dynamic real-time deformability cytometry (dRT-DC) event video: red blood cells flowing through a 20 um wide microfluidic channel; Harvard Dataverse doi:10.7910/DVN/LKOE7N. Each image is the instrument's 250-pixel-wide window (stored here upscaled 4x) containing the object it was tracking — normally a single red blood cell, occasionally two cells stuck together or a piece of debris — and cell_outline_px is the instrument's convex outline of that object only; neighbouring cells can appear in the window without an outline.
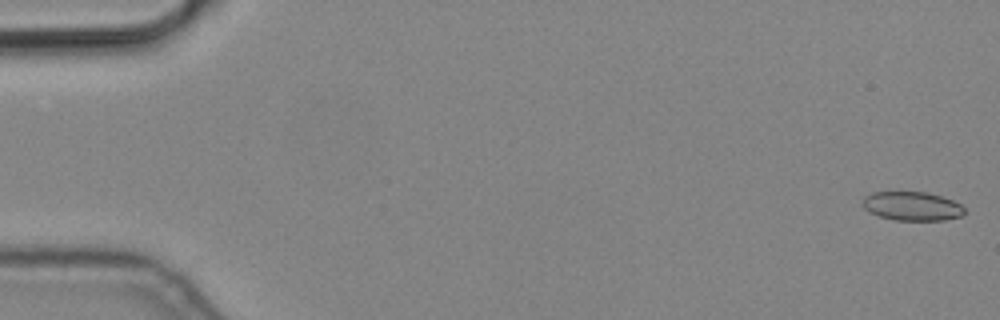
{"species": "common noctule bat (a hibernating species)", "species_latin": "Nyctalus noctula", "temperature_condition": "cold", "stored_images_in_passage": 7, "camera_frame_rate_fps": 3000, "um_per_image_px": 0.085, "animal": {"sex": "male", "body_mass_g": 19.2, "forearm_length_mm": 51.8}, "frame": {"image": 1, "passage_image": 1, "time_ms": 0.0, "image_size_px": [1000, 320], "cell_outline_px": [[964, 212], [960, 216], [944, 220], [896, 220], [880, 216], [868, 212], [860, 204], [864, 196], [872, 192], [924, 192], [940, 196], [952, 200], [960, 204], [964, 208]], "centroid_in_image_um": [77.47, 17.52], "position_along_channel_um": 7.5, "area_um2": 17.11}}
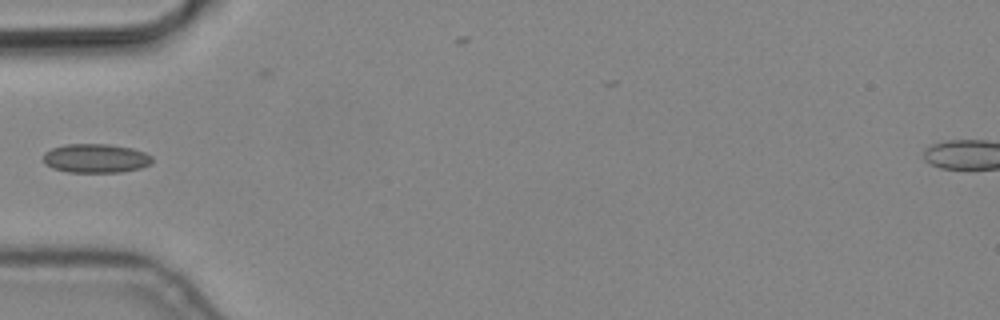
{"frame": {"image": 2, "passage_image": 6, "time_ms": 1.667, "image_size_px": [1000, 320], "cell_outline_px": [[152, 164], [140, 168], [120, 172], [68, 172], [52, 168], [44, 164], [44, 152], [52, 148], [68, 144], [108, 144], [132, 148], [144, 152], [152, 156]], "centroid_in_image_um": [8.14, 13.46], "position_along_channel_um": 76.9, "area_um2": 18.44}}
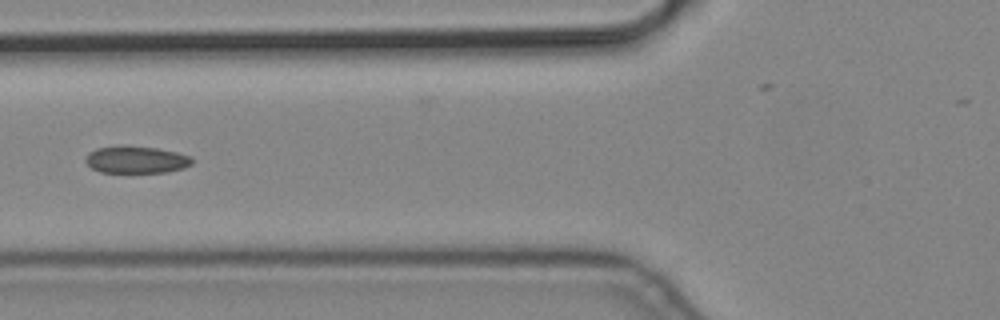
{"frame": {"image": 3, "passage_image": 7, "time_ms": 2.0, "image_size_px": [1000, 320], "cell_outline_px": [[192, 164], [184, 168], [168, 172], [100, 172], [92, 168], [84, 160], [88, 152], [96, 148], [120, 144], [156, 148], [176, 152], [192, 156]], "centroid_in_image_um": [11.56, 13.55], "position_along_channel_um": 114.2, "area_um2": 17.11}}